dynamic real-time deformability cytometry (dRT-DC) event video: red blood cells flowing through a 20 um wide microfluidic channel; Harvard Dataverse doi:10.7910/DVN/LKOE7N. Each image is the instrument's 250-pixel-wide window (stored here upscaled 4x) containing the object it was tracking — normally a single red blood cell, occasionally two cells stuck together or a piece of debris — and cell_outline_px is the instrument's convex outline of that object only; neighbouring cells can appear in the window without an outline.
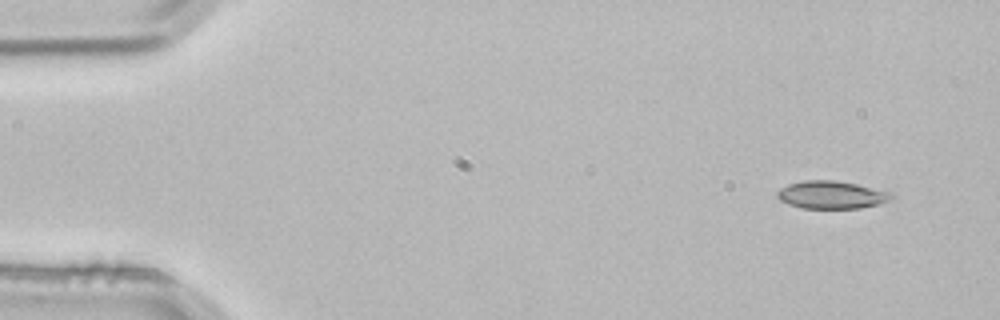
{"species": "common noctule bat (a hibernating species)", "species_latin": "Nyctalus noctula", "temperature_condition": "room temperature", "stored_images_in_passage": 4, "camera_frame_rate_fps": 3000, "um_per_image_px": 0.085, "animal": {"sex": "male", "body_mass_g": 21.5, "forearm_length_mm": 52.0}, "frame": {"image": 1, "passage_image": 1, "time_ms": 0.0, "image_size_px": [1000, 320], "cell_outline_px": [[896, 196], [892, 200], [880, 204], [860, 208], [800, 208], [788, 204], [780, 200], [776, 196], [776, 192], [780, 188], [788, 184], [804, 180], [836, 180], [856, 184], [892, 192]], "centroid_in_image_um": [70.7, 16.56], "position_along_channel_um": 14.3, "area_um2": 18.73}}
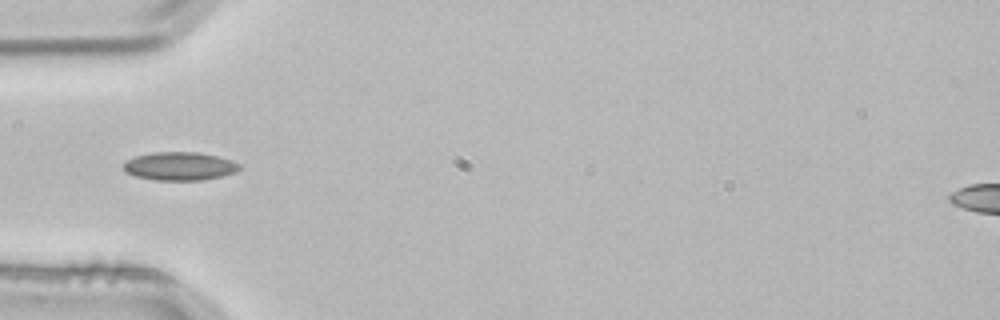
{"frame": {"image": 2, "passage_image": 4, "time_ms": 1.0, "image_size_px": [1000, 320], "cell_outline_px": [[240, 168], [236, 172], [204, 180], [156, 180], [136, 176], [124, 172], [124, 164], [128, 160], [136, 156], [152, 152], [196, 152], [216, 156], [240, 164]], "centroid_in_image_um": [15.25, 14.13], "position_along_channel_um": 69.7, "area_um2": 18.9}}